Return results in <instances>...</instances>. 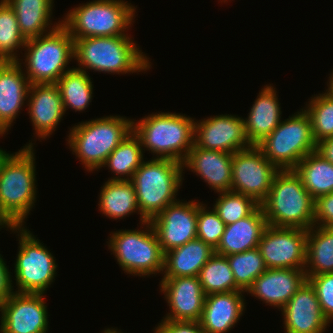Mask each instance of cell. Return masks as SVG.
Instances as JSON below:
<instances>
[{"label": "cell", "mask_w": 333, "mask_h": 333, "mask_svg": "<svg viewBox=\"0 0 333 333\" xmlns=\"http://www.w3.org/2000/svg\"><path fill=\"white\" fill-rule=\"evenodd\" d=\"M33 143L0 161V214L11 226H24L36 199Z\"/></svg>", "instance_id": "cell-1"}, {"label": "cell", "mask_w": 333, "mask_h": 333, "mask_svg": "<svg viewBox=\"0 0 333 333\" xmlns=\"http://www.w3.org/2000/svg\"><path fill=\"white\" fill-rule=\"evenodd\" d=\"M136 46L128 35L74 39V59L79 63L76 69L110 74L149 70V58Z\"/></svg>", "instance_id": "cell-2"}, {"label": "cell", "mask_w": 333, "mask_h": 333, "mask_svg": "<svg viewBox=\"0 0 333 333\" xmlns=\"http://www.w3.org/2000/svg\"><path fill=\"white\" fill-rule=\"evenodd\" d=\"M315 200L294 170H279L266 199L260 204L268 225L310 229Z\"/></svg>", "instance_id": "cell-3"}, {"label": "cell", "mask_w": 333, "mask_h": 333, "mask_svg": "<svg viewBox=\"0 0 333 333\" xmlns=\"http://www.w3.org/2000/svg\"><path fill=\"white\" fill-rule=\"evenodd\" d=\"M171 112L148 115L133 121V133L142 149L156 154L155 158L171 159L183 164L194 145V119ZM145 147V148H143Z\"/></svg>", "instance_id": "cell-4"}, {"label": "cell", "mask_w": 333, "mask_h": 333, "mask_svg": "<svg viewBox=\"0 0 333 333\" xmlns=\"http://www.w3.org/2000/svg\"><path fill=\"white\" fill-rule=\"evenodd\" d=\"M68 143L85 169H100L111 152L133 131V120L107 116L70 128Z\"/></svg>", "instance_id": "cell-5"}, {"label": "cell", "mask_w": 333, "mask_h": 333, "mask_svg": "<svg viewBox=\"0 0 333 333\" xmlns=\"http://www.w3.org/2000/svg\"><path fill=\"white\" fill-rule=\"evenodd\" d=\"M183 164L171 159L153 158L143 161L131 178L141 217L151 221L166 206L177 201L182 186Z\"/></svg>", "instance_id": "cell-6"}, {"label": "cell", "mask_w": 333, "mask_h": 333, "mask_svg": "<svg viewBox=\"0 0 333 333\" xmlns=\"http://www.w3.org/2000/svg\"><path fill=\"white\" fill-rule=\"evenodd\" d=\"M135 10L123 0H93L70 10L62 25L73 39L125 36Z\"/></svg>", "instance_id": "cell-7"}, {"label": "cell", "mask_w": 333, "mask_h": 333, "mask_svg": "<svg viewBox=\"0 0 333 333\" xmlns=\"http://www.w3.org/2000/svg\"><path fill=\"white\" fill-rule=\"evenodd\" d=\"M25 66L31 84H56L69 70L65 69L74 58V39L61 24L53 31L27 40Z\"/></svg>", "instance_id": "cell-8"}, {"label": "cell", "mask_w": 333, "mask_h": 333, "mask_svg": "<svg viewBox=\"0 0 333 333\" xmlns=\"http://www.w3.org/2000/svg\"><path fill=\"white\" fill-rule=\"evenodd\" d=\"M256 146L279 170H293L317 148L309 114L301 109L289 116Z\"/></svg>", "instance_id": "cell-9"}, {"label": "cell", "mask_w": 333, "mask_h": 333, "mask_svg": "<svg viewBox=\"0 0 333 333\" xmlns=\"http://www.w3.org/2000/svg\"><path fill=\"white\" fill-rule=\"evenodd\" d=\"M145 231L119 230L113 232L108 242L115 258L127 274L140 277L163 273L164 253L162 252L156 232L150 221H145Z\"/></svg>", "instance_id": "cell-10"}, {"label": "cell", "mask_w": 333, "mask_h": 333, "mask_svg": "<svg viewBox=\"0 0 333 333\" xmlns=\"http://www.w3.org/2000/svg\"><path fill=\"white\" fill-rule=\"evenodd\" d=\"M10 230L20 234L19 251L14 266L18 286L15 292L44 294L56 276L54 256L24 226H12Z\"/></svg>", "instance_id": "cell-11"}, {"label": "cell", "mask_w": 333, "mask_h": 333, "mask_svg": "<svg viewBox=\"0 0 333 333\" xmlns=\"http://www.w3.org/2000/svg\"><path fill=\"white\" fill-rule=\"evenodd\" d=\"M279 169L255 145L233 153L231 191L252 197L261 204Z\"/></svg>", "instance_id": "cell-12"}, {"label": "cell", "mask_w": 333, "mask_h": 333, "mask_svg": "<svg viewBox=\"0 0 333 333\" xmlns=\"http://www.w3.org/2000/svg\"><path fill=\"white\" fill-rule=\"evenodd\" d=\"M306 229L272 227L264 230L258 249L268 269H304L306 263Z\"/></svg>", "instance_id": "cell-13"}, {"label": "cell", "mask_w": 333, "mask_h": 333, "mask_svg": "<svg viewBox=\"0 0 333 333\" xmlns=\"http://www.w3.org/2000/svg\"><path fill=\"white\" fill-rule=\"evenodd\" d=\"M43 295L15 292L0 304V333H47L48 311Z\"/></svg>", "instance_id": "cell-14"}, {"label": "cell", "mask_w": 333, "mask_h": 333, "mask_svg": "<svg viewBox=\"0 0 333 333\" xmlns=\"http://www.w3.org/2000/svg\"><path fill=\"white\" fill-rule=\"evenodd\" d=\"M202 203L189 201L169 204L150 222L163 253L197 238L198 207Z\"/></svg>", "instance_id": "cell-15"}, {"label": "cell", "mask_w": 333, "mask_h": 333, "mask_svg": "<svg viewBox=\"0 0 333 333\" xmlns=\"http://www.w3.org/2000/svg\"><path fill=\"white\" fill-rule=\"evenodd\" d=\"M194 145L227 153H235L252 146L246 138L243 118L231 114L216 115L195 122Z\"/></svg>", "instance_id": "cell-16"}, {"label": "cell", "mask_w": 333, "mask_h": 333, "mask_svg": "<svg viewBox=\"0 0 333 333\" xmlns=\"http://www.w3.org/2000/svg\"><path fill=\"white\" fill-rule=\"evenodd\" d=\"M160 283L171 311L164 320L200 321L206 294L198 277L162 278Z\"/></svg>", "instance_id": "cell-17"}, {"label": "cell", "mask_w": 333, "mask_h": 333, "mask_svg": "<svg viewBox=\"0 0 333 333\" xmlns=\"http://www.w3.org/2000/svg\"><path fill=\"white\" fill-rule=\"evenodd\" d=\"M285 333H324L329 321L324 317L314 287L308 280L281 309Z\"/></svg>", "instance_id": "cell-18"}, {"label": "cell", "mask_w": 333, "mask_h": 333, "mask_svg": "<svg viewBox=\"0 0 333 333\" xmlns=\"http://www.w3.org/2000/svg\"><path fill=\"white\" fill-rule=\"evenodd\" d=\"M20 61H0V134L3 136L29 97V82ZM23 71V72H22Z\"/></svg>", "instance_id": "cell-19"}, {"label": "cell", "mask_w": 333, "mask_h": 333, "mask_svg": "<svg viewBox=\"0 0 333 333\" xmlns=\"http://www.w3.org/2000/svg\"><path fill=\"white\" fill-rule=\"evenodd\" d=\"M306 280L304 269H267L246 292L269 306L282 309Z\"/></svg>", "instance_id": "cell-20"}, {"label": "cell", "mask_w": 333, "mask_h": 333, "mask_svg": "<svg viewBox=\"0 0 333 333\" xmlns=\"http://www.w3.org/2000/svg\"><path fill=\"white\" fill-rule=\"evenodd\" d=\"M28 111L36 136L46 139L55 131L65 110L56 84H31Z\"/></svg>", "instance_id": "cell-21"}, {"label": "cell", "mask_w": 333, "mask_h": 333, "mask_svg": "<svg viewBox=\"0 0 333 333\" xmlns=\"http://www.w3.org/2000/svg\"><path fill=\"white\" fill-rule=\"evenodd\" d=\"M233 153L206 150L193 145L183 162V168L201 176L217 193L231 191Z\"/></svg>", "instance_id": "cell-22"}, {"label": "cell", "mask_w": 333, "mask_h": 333, "mask_svg": "<svg viewBox=\"0 0 333 333\" xmlns=\"http://www.w3.org/2000/svg\"><path fill=\"white\" fill-rule=\"evenodd\" d=\"M245 292H223L206 295L200 319L204 333H226L243 315Z\"/></svg>", "instance_id": "cell-23"}, {"label": "cell", "mask_w": 333, "mask_h": 333, "mask_svg": "<svg viewBox=\"0 0 333 333\" xmlns=\"http://www.w3.org/2000/svg\"><path fill=\"white\" fill-rule=\"evenodd\" d=\"M267 226L263 209L259 205L249 216L225 226L215 253L228 256L258 247Z\"/></svg>", "instance_id": "cell-24"}, {"label": "cell", "mask_w": 333, "mask_h": 333, "mask_svg": "<svg viewBox=\"0 0 333 333\" xmlns=\"http://www.w3.org/2000/svg\"><path fill=\"white\" fill-rule=\"evenodd\" d=\"M281 108L273 86L266 85L259 92L247 119H243L246 138L257 145L281 122Z\"/></svg>", "instance_id": "cell-25"}, {"label": "cell", "mask_w": 333, "mask_h": 333, "mask_svg": "<svg viewBox=\"0 0 333 333\" xmlns=\"http://www.w3.org/2000/svg\"><path fill=\"white\" fill-rule=\"evenodd\" d=\"M215 254V249L196 238L164 253L163 278L198 277L201 268Z\"/></svg>", "instance_id": "cell-26"}, {"label": "cell", "mask_w": 333, "mask_h": 333, "mask_svg": "<svg viewBox=\"0 0 333 333\" xmlns=\"http://www.w3.org/2000/svg\"><path fill=\"white\" fill-rule=\"evenodd\" d=\"M17 17L20 32L26 40L45 35L62 24L51 27L53 0H6ZM50 25V26H49ZM47 28H50L47 30Z\"/></svg>", "instance_id": "cell-27"}, {"label": "cell", "mask_w": 333, "mask_h": 333, "mask_svg": "<svg viewBox=\"0 0 333 333\" xmlns=\"http://www.w3.org/2000/svg\"><path fill=\"white\" fill-rule=\"evenodd\" d=\"M99 210L114 220L125 218L137 211L140 223L146 220L141 217L136 190L130 180H108L100 191Z\"/></svg>", "instance_id": "cell-28"}, {"label": "cell", "mask_w": 333, "mask_h": 333, "mask_svg": "<svg viewBox=\"0 0 333 333\" xmlns=\"http://www.w3.org/2000/svg\"><path fill=\"white\" fill-rule=\"evenodd\" d=\"M316 226L307 232L306 276L333 273V228Z\"/></svg>", "instance_id": "cell-29"}, {"label": "cell", "mask_w": 333, "mask_h": 333, "mask_svg": "<svg viewBox=\"0 0 333 333\" xmlns=\"http://www.w3.org/2000/svg\"><path fill=\"white\" fill-rule=\"evenodd\" d=\"M293 170L314 200L333 192V164L317 151L307 154Z\"/></svg>", "instance_id": "cell-30"}, {"label": "cell", "mask_w": 333, "mask_h": 333, "mask_svg": "<svg viewBox=\"0 0 333 333\" xmlns=\"http://www.w3.org/2000/svg\"><path fill=\"white\" fill-rule=\"evenodd\" d=\"M143 161L141 141L132 131L106 158L103 166L107 165L116 175L108 180H131Z\"/></svg>", "instance_id": "cell-31"}, {"label": "cell", "mask_w": 333, "mask_h": 333, "mask_svg": "<svg viewBox=\"0 0 333 333\" xmlns=\"http://www.w3.org/2000/svg\"><path fill=\"white\" fill-rule=\"evenodd\" d=\"M87 72L73 68L65 72L57 81L64 110L72 108L84 111L93 97V84Z\"/></svg>", "instance_id": "cell-32"}, {"label": "cell", "mask_w": 333, "mask_h": 333, "mask_svg": "<svg viewBox=\"0 0 333 333\" xmlns=\"http://www.w3.org/2000/svg\"><path fill=\"white\" fill-rule=\"evenodd\" d=\"M199 281L206 295L223 292H244L235 283L226 256L214 254L201 268Z\"/></svg>", "instance_id": "cell-33"}, {"label": "cell", "mask_w": 333, "mask_h": 333, "mask_svg": "<svg viewBox=\"0 0 333 333\" xmlns=\"http://www.w3.org/2000/svg\"><path fill=\"white\" fill-rule=\"evenodd\" d=\"M27 40L20 32L17 17L6 0L0 1V61H19L16 50ZM22 46V47H21Z\"/></svg>", "instance_id": "cell-34"}, {"label": "cell", "mask_w": 333, "mask_h": 333, "mask_svg": "<svg viewBox=\"0 0 333 333\" xmlns=\"http://www.w3.org/2000/svg\"><path fill=\"white\" fill-rule=\"evenodd\" d=\"M226 257L236 285L244 292L268 269L258 247Z\"/></svg>", "instance_id": "cell-35"}, {"label": "cell", "mask_w": 333, "mask_h": 333, "mask_svg": "<svg viewBox=\"0 0 333 333\" xmlns=\"http://www.w3.org/2000/svg\"><path fill=\"white\" fill-rule=\"evenodd\" d=\"M305 109L311 119L316 143L333 137V97L327 92L312 96Z\"/></svg>", "instance_id": "cell-36"}, {"label": "cell", "mask_w": 333, "mask_h": 333, "mask_svg": "<svg viewBox=\"0 0 333 333\" xmlns=\"http://www.w3.org/2000/svg\"><path fill=\"white\" fill-rule=\"evenodd\" d=\"M259 205L252 197L227 191L219 193L213 209L225 225H229L249 216Z\"/></svg>", "instance_id": "cell-37"}, {"label": "cell", "mask_w": 333, "mask_h": 333, "mask_svg": "<svg viewBox=\"0 0 333 333\" xmlns=\"http://www.w3.org/2000/svg\"><path fill=\"white\" fill-rule=\"evenodd\" d=\"M201 204L198 207L197 238L216 249L225 230V223L212 208L210 211Z\"/></svg>", "instance_id": "cell-38"}, {"label": "cell", "mask_w": 333, "mask_h": 333, "mask_svg": "<svg viewBox=\"0 0 333 333\" xmlns=\"http://www.w3.org/2000/svg\"><path fill=\"white\" fill-rule=\"evenodd\" d=\"M306 277L315 289L324 317L330 323L333 320V273Z\"/></svg>", "instance_id": "cell-39"}, {"label": "cell", "mask_w": 333, "mask_h": 333, "mask_svg": "<svg viewBox=\"0 0 333 333\" xmlns=\"http://www.w3.org/2000/svg\"><path fill=\"white\" fill-rule=\"evenodd\" d=\"M333 228V192L318 197L314 205V225Z\"/></svg>", "instance_id": "cell-40"}, {"label": "cell", "mask_w": 333, "mask_h": 333, "mask_svg": "<svg viewBox=\"0 0 333 333\" xmlns=\"http://www.w3.org/2000/svg\"><path fill=\"white\" fill-rule=\"evenodd\" d=\"M154 333H204V331L198 321H170L162 319Z\"/></svg>", "instance_id": "cell-41"}, {"label": "cell", "mask_w": 333, "mask_h": 333, "mask_svg": "<svg viewBox=\"0 0 333 333\" xmlns=\"http://www.w3.org/2000/svg\"><path fill=\"white\" fill-rule=\"evenodd\" d=\"M5 261L0 254V304L7 301L15 292L12 286V277Z\"/></svg>", "instance_id": "cell-42"}, {"label": "cell", "mask_w": 333, "mask_h": 333, "mask_svg": "<svg viewBox=\"0 0 333 333\" xmlns=\"http://www.w3.org/2000/svg\"><path fill=\"white\" fill-rule=\"evenodd\" d=\"M316 151L333 164V137L317 143Z\"/></svg>", "instance_id": "cell-43"}, {"label": "cell", "mask_w": 333, "mask_h": 333, "mask_svg": "<svg viewBox=\"0 0 333 333\" xmlns=\"http://www.w3.org/2000/svg\"><path fill=\"white\" fill-rule=\"evenodd\" d=\"M329 78H330L328 83L329 85L326 91L331 97H333V73Z\"/></svg>", "instance_id": "cell-44"}, {"label": "cell", "mask_w": 333, "mask_h": 333, "mask_svg": "<svg viewBox=\"0 0 333 333\" xmlns=\"http://www.w3.org/2000/svg\"><path fill=\"white\" fill-rule=\"evenodd\" d=\"M0 229L3 227L11 228L12 226L8 223V221L0 214Z\"/></svg>", "instance_id": "cell-45"}, {"label": "cell", "mask_w": 333, "mask_h": 333, "mask_svg": "<svg viewBox=\"0 0 333 333\" xmlns=\"http://www.w3.org/2000/svg\"><path fill=\"white\" fill-rule=\"evenodd\" d=\"M104 333H123V332H119V331H117L116 329L114 330L113 329V327H112V329L110 328H108V329H106V330H104L103 331Z\"/></svg>", "instance_id": "cell-46"}, {"label": "cell", "mask_w": 333, "mask_h": 333, "mask_svg": "<svg viewBox=\"0 0 333 333\" xmlns=\"http://www.w3.org/2000/svg\"><path fill=\"white\" fill-rule=\"evenodd\" d=\"M6 153V151H3V149L0 148V161Z\"/></svg>", "instance_id": "cell-47"}]
</instances>
